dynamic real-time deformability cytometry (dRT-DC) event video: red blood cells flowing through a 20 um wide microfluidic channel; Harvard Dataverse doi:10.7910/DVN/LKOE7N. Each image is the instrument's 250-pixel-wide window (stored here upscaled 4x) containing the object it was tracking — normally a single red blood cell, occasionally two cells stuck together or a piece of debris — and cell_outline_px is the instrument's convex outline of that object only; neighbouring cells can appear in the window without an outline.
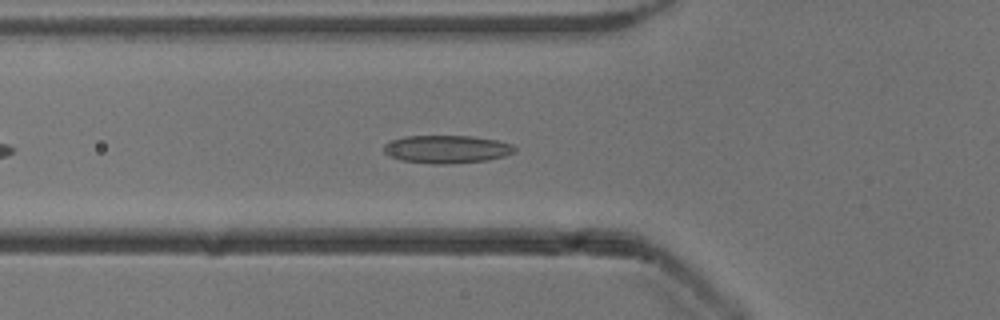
{"species": "common noctule bat (a hibernating species)", "species_latin": "Nyctalus noctula", "temperature_condition": "cold", "stored_images_in_passage": 23, "camera_frame_rate_fps": 3000, "um_per_image_px": 0.085, "animal": {"sex": "male", "body_mass_g": 13.3}, "frame": {"image": 1, "passage_image": 7, "time_ms": 2.0, "image_size_px": [1000, 320], "cell_outline_px": [[516, 152], [504, 156], [488, 160], [448, 164], [436, 164], [400, 160], [388, 156], [384, 152], [384, 144], [388, 140], [404, 136], [472, 136], [496, 140], [512, 144], [516, 148]], "centroid_in_image_um": [37.95, 12.68], "position_along_channel_um": 87.9, "area_um2": 21.5}}
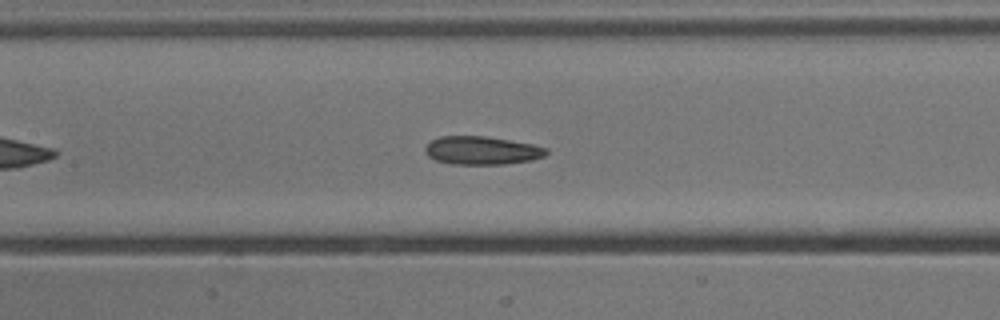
{"frame": {"image": 2, "passage_image": 13, "time_ms": 4.0, "image_size_px": [1000, 320], "cell_outline_px": [[548, 152], [544, 156], [532, 160], [504, 164], [452, 164], [436, 160], [428, 156], [424, 152], [424, 148], [432, 140], [440, 136], [484, 136], [532, 144], [548, 148]], "centroid_in_image_um": [40.95, 12.79], "position_along_channel_um": 166.5, "area_um2": 19.88}}
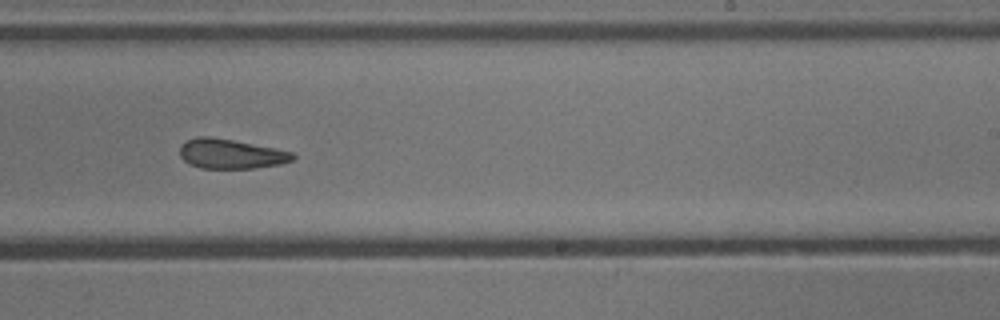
{"frame": {"image": 3, "passage_image": 21, "time_ms": 6.667, "image_size_px": [1000, 320], "cell_outline_px": [[296, 156], [292, 160], [280, 164], [252, 168], [200, 168], [184, 160], [180, 156], [180, 144], [188, 140], [200, 136], [208, 136], [232, 140], [292, 152]], "centroid_in_image_um": [19.59, 13.08], "position_along_channel_um": 269.4, "area_um2": 19.13}}